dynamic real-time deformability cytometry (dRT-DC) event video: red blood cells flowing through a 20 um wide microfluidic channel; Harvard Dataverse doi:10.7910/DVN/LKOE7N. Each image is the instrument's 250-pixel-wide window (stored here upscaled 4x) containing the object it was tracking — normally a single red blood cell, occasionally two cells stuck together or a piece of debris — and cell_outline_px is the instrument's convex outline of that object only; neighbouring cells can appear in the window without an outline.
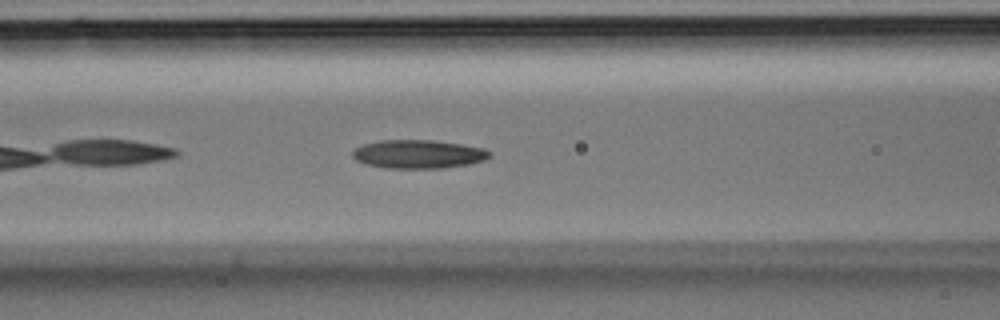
{"species": "Egyptian fruit bat (a non-hibernating species)", "species_latin": "Rousettus aegyptiacus", "temperature_condition": "room temperature", "stored_images_in_passage": 22, "camera_frame_rate_fps": 3000, "um_per_image_px": 0.085, "animal": {"sex": "male"}, "frame": {"image": 1, "passage_image": 5, "time_ms": 1.333, "image_size_px": [1000, 320], "cell_outline_px": [[492, 156], [484, 160], [468, 164], [444, 168], [384, 168], [368, 164], [356, 160], [352, 156], [352, 152], [356, 148], [364, 144], [380, 140], [432, 140], [460, 144], [484, 148], [492, 152]], "centroid_in_image_um": [35.58, 13.1], "position_along_channel_um": 131.0, "area_um2": 22.77}}
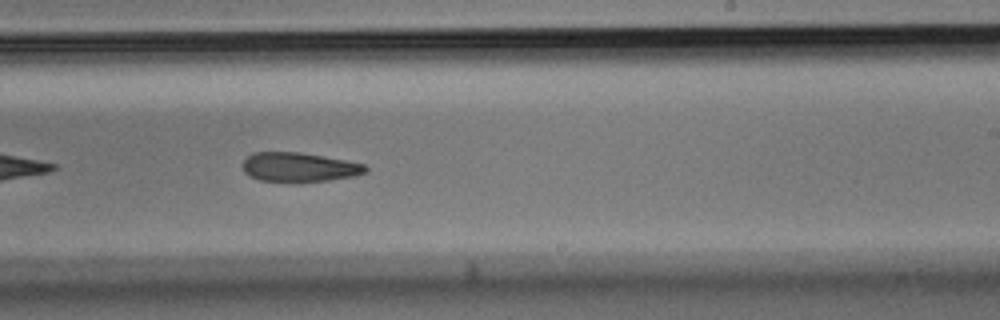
{"frame": {"image": 2, "passage_image": 12, "time_ms": 3.667, "image_size_px": [1000, 320], "cell_outline_px": [[368, 172], [352, 176], [328, 180], [260, 180], [244, 172], [244, 160], [252, 152], [300, 152], [344, 160], [364, 164], [368, 168]], "centroid_in_image_um": [25.44, 14.18], "position_along_channel_um": 263.6, "area_um2": 20.23}}
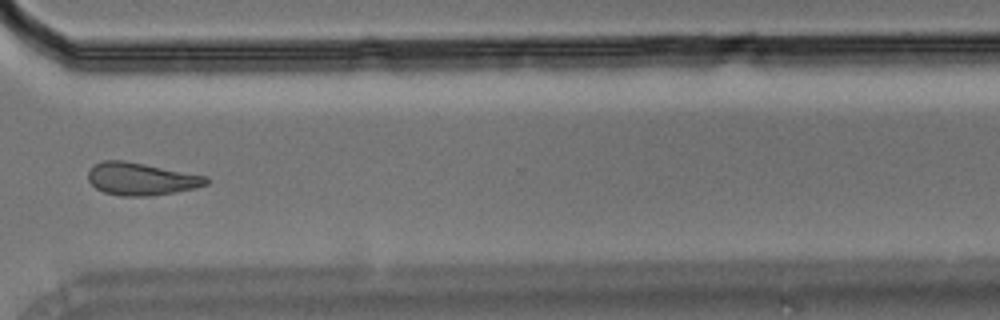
{"frame": {"image": 3, "passage_image": 17, "time_ms": 5.333, "image_size_px": [1000, 320], "cell_outline_px": [[208, 184], [176, 192], [148, 196], [120, 196], [104, 192], [96, 188], [88, 180], [88, 172], [92, 164], [104, 160], [124, 160], [208, 176]], "centroid_in_image_um": [11.97, 15.2], "position_along_channel_um": 358.6, "area_um2": 22.43}}